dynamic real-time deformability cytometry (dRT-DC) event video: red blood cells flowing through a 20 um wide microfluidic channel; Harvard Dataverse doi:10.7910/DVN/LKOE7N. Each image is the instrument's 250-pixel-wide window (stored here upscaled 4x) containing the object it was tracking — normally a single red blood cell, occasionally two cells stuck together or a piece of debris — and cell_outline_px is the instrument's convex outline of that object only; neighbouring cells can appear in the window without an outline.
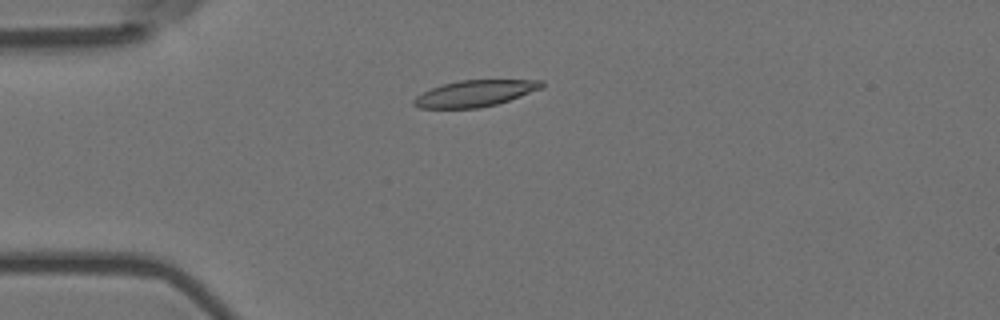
{"species": "Egyptian fruit bat (a non-hibernating species)", "species_latin": "Rousettus aegyptiacus", "temperature_condition": "room temperature", "stored_images_in_passage": 4, "camera_frame_rate_fps": 3000, "um_per_image_px": 0.085, "animal": {"sex": "female"}, "frame": {"image": 1, "passage_image": 4, "time_ms": 1.0, "image_size_px": [1000, 320], "cell_outline_px": [[544, 88], [496, 104], [480, 108], [420, 108], [412, 104], [412, 100], [416, 96], [432, 88], [444, 84], [460, 80], [544, 80]], "centroid_in_image_um": [40.39, 7.94], "position_along_channel_um": 44.6, "area_um2": 19.54}}